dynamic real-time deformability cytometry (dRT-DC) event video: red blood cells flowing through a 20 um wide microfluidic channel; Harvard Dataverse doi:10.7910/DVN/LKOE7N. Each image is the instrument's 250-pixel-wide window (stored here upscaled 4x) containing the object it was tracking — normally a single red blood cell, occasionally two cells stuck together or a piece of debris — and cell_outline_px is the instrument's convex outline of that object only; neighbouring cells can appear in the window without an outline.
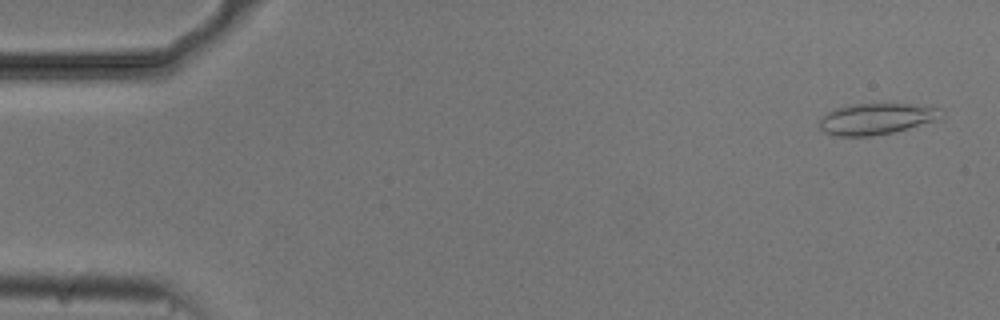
{"species": "common noctule bat (a hibernating species)", "species_latin": "Nyctalus noctula", "temperature_condition": "cold", "stored_images_in_passage": 53, "camera_frame_rate_fps": 3000, "um_per_image_px": 0.085, "animal": {"sex": "male", "body_mass_g": 20.5, "forearm_length_mm": 52.5}, "frame": {"image": 1, "passage_image": 2, "time_ms": 0.333, "image_size_px": [1000, 320], "cell_outline_px": [[944, 116], [936, 120], [892, 132], [868, 136], [836, 136], [824, 132], [820, 128], [820, 120], [828, 112], [836, 108], [856, 104], [908, 104], [936, 108], [944, 112]], "centroid_in_image_um": [74.48, 10.1], "position_along_channel_um": 10.5, "area_um2": 21.68}}
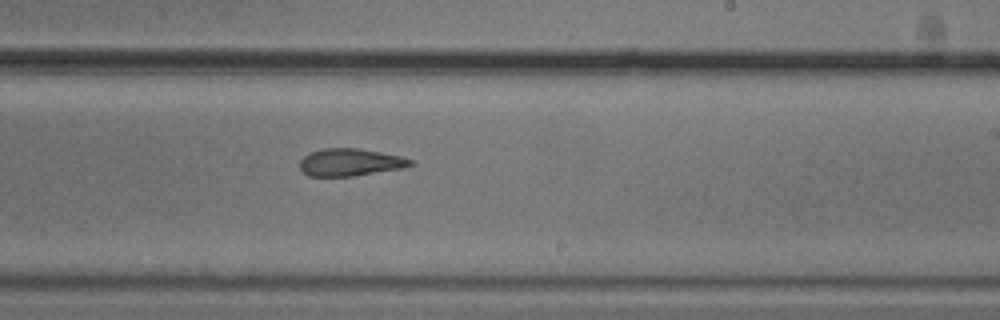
{"frame": {"image": 2, "passage_image": 32, "time_ms": 10.333, "image_size_px": [1000, 320], "cell_outline_px": [[416, 164], [404, 168], [352, 176], [308, 176], [300, 168], [300, 160], [308, 152], [324, 148], [360, 148], [400, 156], [412, 160]], "centroid_in_image_um": [29.77, 13.79], "position_along_channel_um": 259.2, "area_um2": 17.74}}
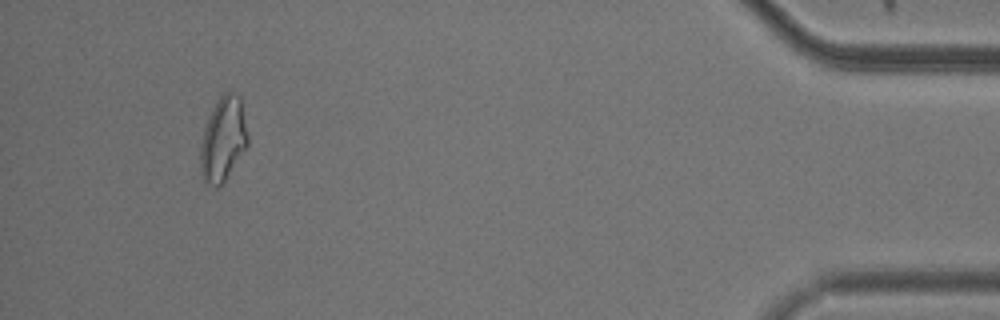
{"frame": {"image": 3, "passage_image": 50, "time_ms": 16.333, "image_size_px": [1000, 320], "cell_outline_px": [[248, 144], [224, 180], [216, 188], [204, 180], [200, 172], [200, 148], [204, 128], [208, 116], [212, 108], [220, 96], [224, 92], [232, 92], [240, 96], [248, 136]], "centroid_in_image_um": [18.95, 11.8], "position_along_channel_um": 416.3, "area_um2": 22.95}, "authors_computed_cell_mechanics": {"area_um2": 20.0566, "velocity_mm_per_s": 3.7412, "shape_relaxation_time_tau1_ms": null, "shape_relaxation_time_tau2_ms": 4.6932, "deformation_change_tau1": null, "deformation_change_tau2": 0.132}}